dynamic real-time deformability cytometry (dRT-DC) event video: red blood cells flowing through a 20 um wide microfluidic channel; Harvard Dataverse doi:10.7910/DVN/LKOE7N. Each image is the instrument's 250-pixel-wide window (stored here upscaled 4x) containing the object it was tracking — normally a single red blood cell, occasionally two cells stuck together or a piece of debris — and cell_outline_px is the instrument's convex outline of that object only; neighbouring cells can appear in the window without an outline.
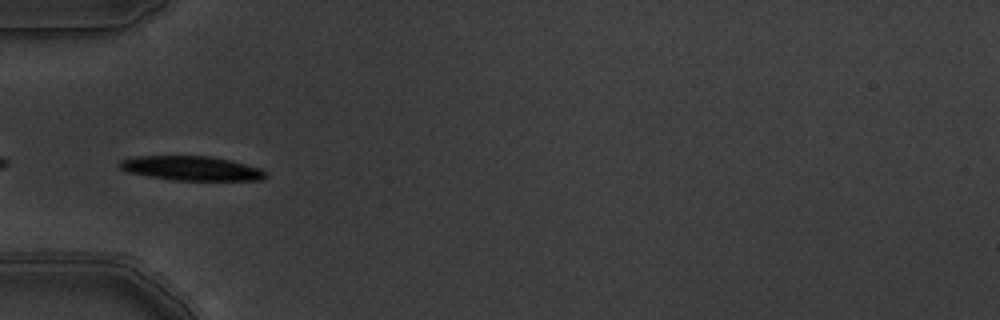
{"species": "common noctule bat (a hibernating species)", "species_latin": "Nyctalus noctula", "temperature_condition": "warm", "stored_images_in_passage": 7, "camera_frame_rate_fps": 3000, "um_per_image_px": 0.085, "animal": {"sex": "male", "body_mass_g": 19.5, "forearm_length_mm": 54.6}, "frame": {"image": 1, "passage_image": 5, "time_ms": 1.333, "image_size_px": [1000, 320], "cell_outline_px": [[268, 176], [260, 180], [172, 180], [148, 176], [128, 172], [120, 168], [120, 160], [136, 156], [208, 156], [228, 160], [260, 168], [268, 172]], "centroid_in_image_um": [16.28, 14.31], "position_along_channel_um": 68.7, "area_um2": 20.58}}